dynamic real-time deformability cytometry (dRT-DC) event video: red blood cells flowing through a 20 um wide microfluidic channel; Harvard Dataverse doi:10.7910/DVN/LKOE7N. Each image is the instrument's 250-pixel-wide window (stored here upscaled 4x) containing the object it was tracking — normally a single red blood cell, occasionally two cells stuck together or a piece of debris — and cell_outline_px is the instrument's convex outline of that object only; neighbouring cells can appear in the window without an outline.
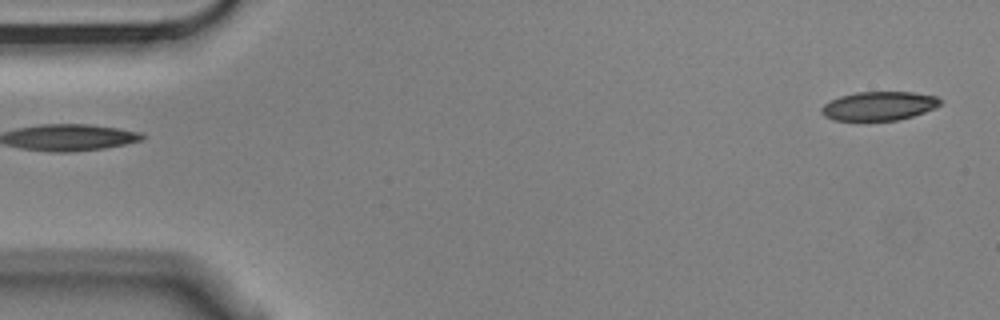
{"species": "Egyptian fruit bat (a non-hibernating species)", "species_latin": "Rousettus aegyptiacus", "temperature_condition": "cold", "stored_images_in_passage": 3, "segment_of_instrument_passage": [2, 2], "camera_frame_rate_fps": 3000, "um_per_image_px": 0.085, "animal": {"sex": "male"}, "frame": {"image": 1, "passage_image": 3, "time_ms": 0.667, "image_size_px": [1000, 320], "cell_outline_px": [[944, 100], [936, 108], [912, 116], [896, 120], [832, 120], [824, 116], [820, 112], [820, 108], [824, 104], [840, 96], [856, 92], [912, 92], [936, 96]], "centroid_in_image_um": [74.72, 9.0], "position_along_channel_um": 10.3, "area_um2": 20.0}}